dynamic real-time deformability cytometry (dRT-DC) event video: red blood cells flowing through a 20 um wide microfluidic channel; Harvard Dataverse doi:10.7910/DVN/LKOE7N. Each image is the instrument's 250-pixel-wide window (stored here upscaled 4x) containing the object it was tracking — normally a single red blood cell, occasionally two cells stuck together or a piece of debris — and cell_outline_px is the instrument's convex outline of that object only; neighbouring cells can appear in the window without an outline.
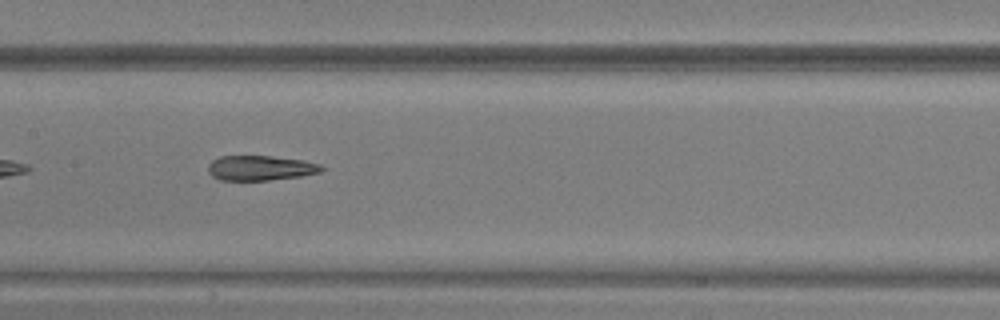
{"species": "common noctule bat (a hibernating species)", "species_latin": "Nyctalus noctula", "temperature_condition": "warm", "stored_images_in_passage": 35, "camera_frame_rate_fps": 3000, "um_per_image_px": 0.085, "animal": {"sex": "male", "body_mass_g": 20.5, "forearm_length_mm": 52.5}, "frame": {"image": 1, "passage_image": 11, "time_ms": 3.333, "image_size_px": [1000, 320], "cell_outline_px": [[324, 168], [320, 172], [300, 176], [268, 180], [220, 180], [212, 176], [208, 172], [208, 164], [212, 160], [220, 156], [272, 156], [304, 160], [320, 164]], "centroid_in_image_um": [22.11, 14.27], "position_along_channel_um": 185.3, "area_um2": 16.47}}
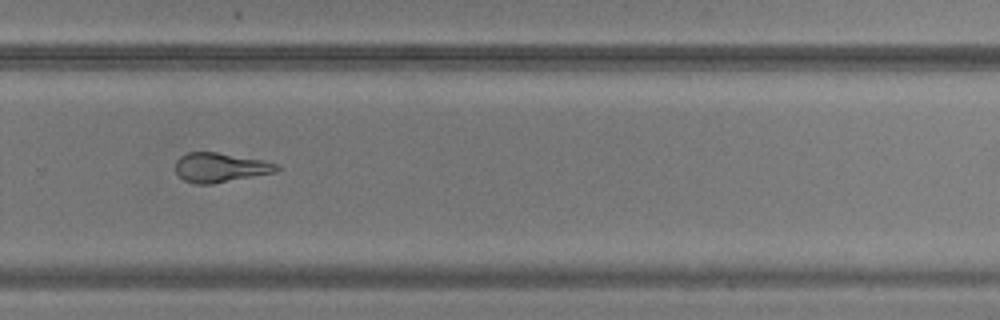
{"frame": {"image": 2, "passage_image": 20, "time_ms": 6.333, "image_size_px": [1000, 320], "cell_outline_px": [[280, 168], [276, 172], [212, 184], [196, 184], [184, 180], [176, 172], [176, 160], [180, 156], [188, 152], [216, 152], [264, 160], [276, 164]], "centroid_in_image_um": [18.71, 14.23], "position_along_channel_um": 311.1, "area_um2": 17.28}}